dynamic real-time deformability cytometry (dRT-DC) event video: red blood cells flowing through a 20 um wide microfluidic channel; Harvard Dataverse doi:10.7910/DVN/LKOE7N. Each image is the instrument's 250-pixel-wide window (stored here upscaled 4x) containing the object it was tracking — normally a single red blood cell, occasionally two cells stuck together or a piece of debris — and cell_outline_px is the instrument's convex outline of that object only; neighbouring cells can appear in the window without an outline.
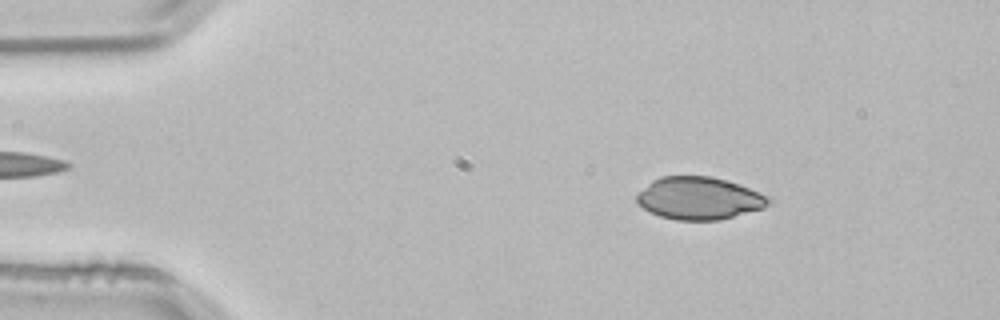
{"species": "common noctule bat (a hibernating species)", "species_latin": "Nyctalus noctula", "temperature_condition": "room temperature", "stored_images_in_passage": 2, "camera_frame_rate_fps": 3000, "um_per_image_px": 0.085, "animal": {"sex": "male", "body_mass_g": 21.5, "forearm_length_mm": 52.0}, "frame": {"image": 1, "passage_image": 1, "time_ms": 0.0, "image_size_px": [1000, 320], "cell_outline_px": [[772, 200], [764, 208], [720, 220], [676, 220], [660, 216], [636, 204], [636, 192], [652, 180], [660, 176], [712, 176], [748, 188], [768, 196]], "centroid_in_image_um": [59.38, 16.85], "position_along_channel_um": 25.6, "area_um2": 32.66}}